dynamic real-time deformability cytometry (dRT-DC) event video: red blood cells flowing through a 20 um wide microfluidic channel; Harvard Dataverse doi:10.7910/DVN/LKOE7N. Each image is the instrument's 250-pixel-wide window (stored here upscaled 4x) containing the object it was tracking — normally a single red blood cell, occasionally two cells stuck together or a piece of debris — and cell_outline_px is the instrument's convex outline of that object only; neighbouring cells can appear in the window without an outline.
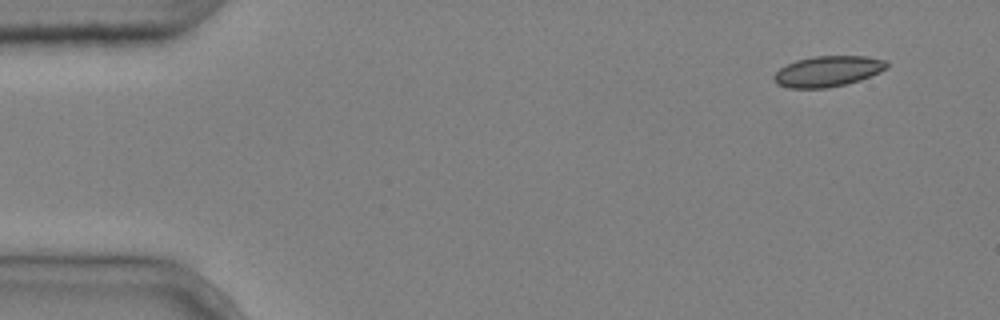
{"species": "common noctule bat (a hibernating species)", "species_latin": "Nyctalus noctula", "temperature_condition": "cold", "stored_images_in_passage": 4, "camera_frame_rate_fps": 3000, "um_per_image_px": 0.085, "animal": {"sex": "male", "body_mass_g": 20.4}, "frame": {"image": 1, "passage_image": 1, "time_ms": 0.0, "image_size_px": [1000, 320], "cell_outline_px": [[888, 68], [860, 80], [828, 88], [788, 88], [776, 84], [772, 76], [780, 68], [796, 60], [816, 56], [868, 56], [888, 60]], "centroid_in_image_um": [70.37, 6.06], "position_along_channel_um": 14.6, "area_um2": 20.23}}
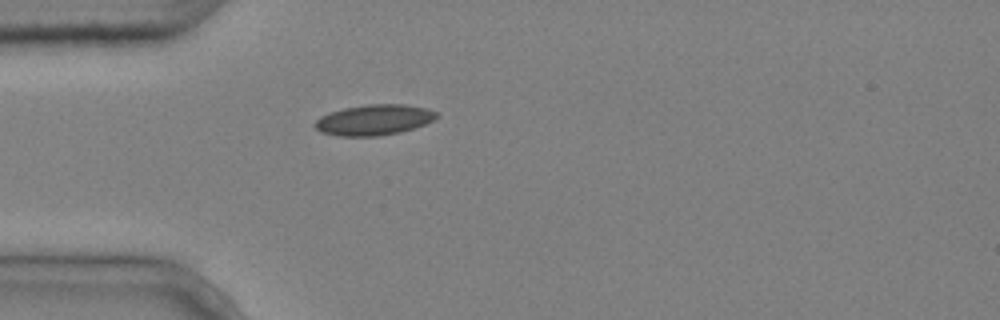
{"frame": {"image": 2, "passage_image": 4, "time_ms": 1.0, "image_size_px": [1000, 320], "cell_outline_px": [[440, 116], [436, 120], [400, 132], [380, 136], [340, 136], [320, 132], [312, 124], [320, 116], [344, 108], [368, 104], [404, 104], [428, 108], [436, 112]], "centroid_in_image_um": [31.81, 10.19], "position_along_channel_um": 53.2, "area_um2": 21.79}}